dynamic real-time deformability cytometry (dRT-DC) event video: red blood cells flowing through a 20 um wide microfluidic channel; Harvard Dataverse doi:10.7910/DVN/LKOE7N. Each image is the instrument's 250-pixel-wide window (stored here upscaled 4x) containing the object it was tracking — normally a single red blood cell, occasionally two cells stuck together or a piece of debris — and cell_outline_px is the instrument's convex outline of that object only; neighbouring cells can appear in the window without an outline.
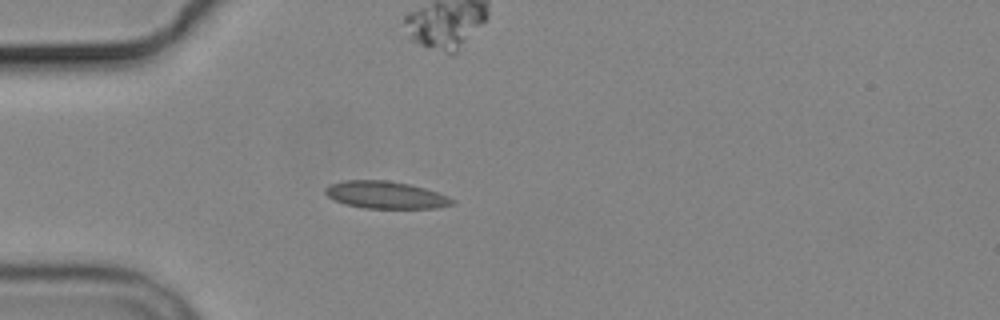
{"species": "common noctule bat (a hibernating species)", "species_latin": "Nyctalus noctula", "temperature_condition": "cold", "stored_images_in_passage": 3, "camera_frame_rate_fps": 3000, "um_per_image_px": 0.085, "animal": {"sex": "male", "body_mass_g": 19.2, "forearm_length_mm": 51.8}, "frame": {"image": 1, "passage_image": 1, "time_ms": 0.0, "image_size_px": [1000, 320], "cell_outline_px": [[456, 200], [452, 204], [436, 208], [364, 208], [344, 204], [328, 196], [324, 192], [324, 188], [328, 184], [344, 180], [388, 180], [408, 184], [424, 188], [448, 196]], "centroid_in_image_um": [32.74, 16.56], "position_along_channel_um": 52.3, "area_um2": 20.17}}